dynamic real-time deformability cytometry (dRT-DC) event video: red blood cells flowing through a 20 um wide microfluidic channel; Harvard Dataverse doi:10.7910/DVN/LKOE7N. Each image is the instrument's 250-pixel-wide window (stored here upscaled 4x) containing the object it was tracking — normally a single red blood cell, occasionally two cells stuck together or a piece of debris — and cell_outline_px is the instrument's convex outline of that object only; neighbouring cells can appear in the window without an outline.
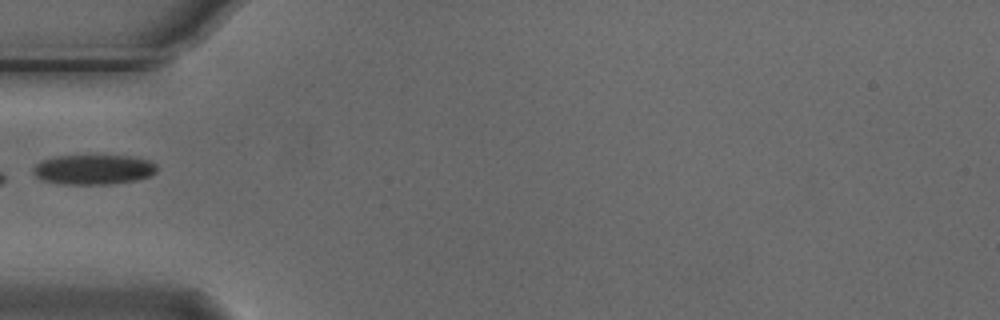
{"species": "Egyptian fruit bat (a non-hibernating species)", "species_latin": "Rousettus aegyptiacus", "temperature_condition": "cold", "stored_images_in_passage": 4, "camera_frame_rate_fps": 3000, "um_per_image_px": 0.085, "animal": {"sex": "male"}, "frame": {"image": 1, "passage_image": 3, "time_ms": 0.667, "image_size_px": [1000, 320], "cell_outline_px": [[156, 172], [148, 176], [136, 180], [112, 184], [64, 184], [44, 180], [36, 176], [32, 172], [32, 168], [40, 160], [56, 156], [136, 156], [148, 160], [156, 164]], "centroid_in_image_um": [7.94, 14.4], "position_along_channel_um": 77.1, "area_um2": 21.5}}
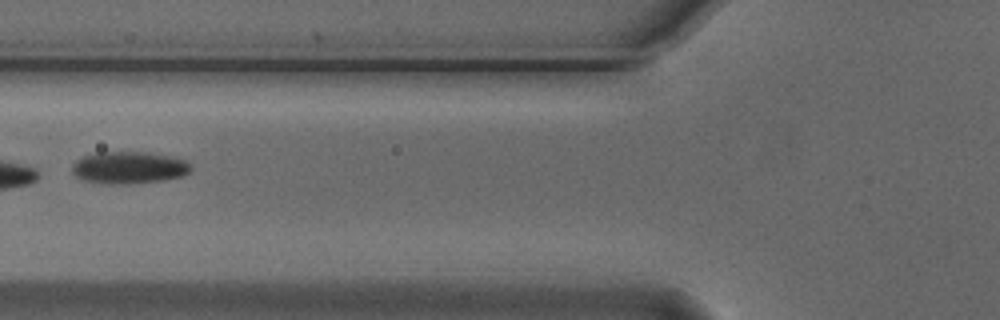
{"frame": {"image": 2, "passage_image": 4, "time_ms": 1.0, "image_size_px": [1000, 320], "cell_outline_px": [[192, 168], [184, 176], [164, 180], [128, 184], [104, 184], [84, 180], [76, 176], [72, 172], [72, 164], [76, 160], [84, 156], [100, 152], [148, 152], [168, 156], [184, 160]], "centroid_in_image_um": [10.94, 14.26], "position_along_channel_um": 114.9, "area_um2": 22.2}}